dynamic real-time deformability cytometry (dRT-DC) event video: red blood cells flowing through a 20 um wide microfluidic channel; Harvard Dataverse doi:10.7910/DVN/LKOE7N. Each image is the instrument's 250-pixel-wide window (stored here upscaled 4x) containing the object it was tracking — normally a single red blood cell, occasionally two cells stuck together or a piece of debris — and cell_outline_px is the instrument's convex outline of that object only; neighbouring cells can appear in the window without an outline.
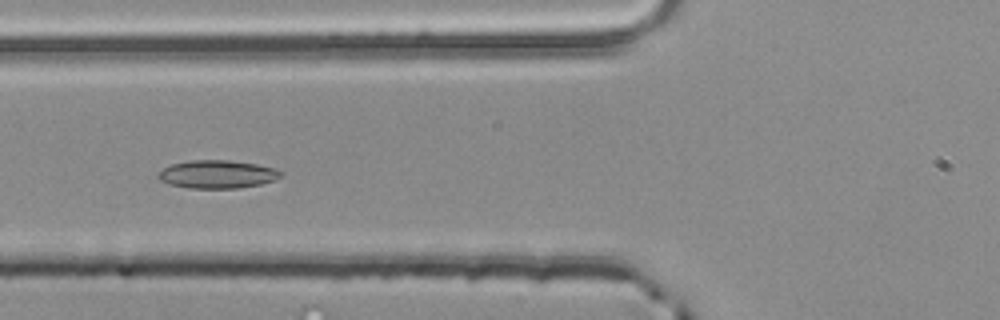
{"species": "common noctule bat (a hibernating species)", "species_latin": "Nyctalus noctula", "temperature_condition": "room temperature", "stored_images_in_passage": 46, "camera_frame_rate_fps": 3000, "um_per_image_px": 0.085, "animal": {"sex": "male", "body_mass_g": 20.4}, "frame": {"image": 1, "passage_image": 13, "time_ms": 4.0, "image_size_px": [1000, 320], "cell_outline_px": [[284, 172], [280, 176], [272, 180], [260, 184], [240, 188], [188, 188], [168, 184], [160, 180], [156, 176], [164, 168], [172, 164], [188, 160], [228, 160], [256, 164], [276, 168]], "centroid_in_image_um": [18.46, 14.81], "position_along_channel_um": 107.3, "area_um2": 20.06}}
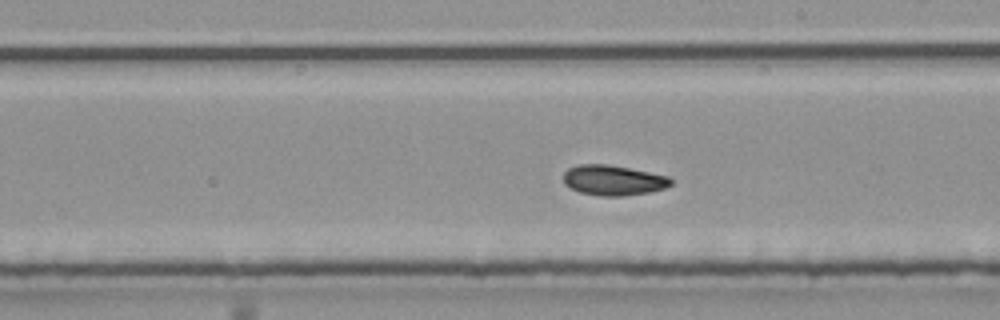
{"frame": {"image": 2, "passage_image": 23, "time_ms": 7.333, "image_size_px": [1000, 320], "cell_outline_px": [[672, 184], [664, 188], [648, 192], [620, 196], [600, 196], [580, 192], [564, 184], [564, 172], [568, 168], [576, 164], [608, 164], [668, 176], [672, 180]], "centroid_in_image_um": [52.09, 15.31], "position_along_channel_um": 236.9, "area_um2": 18.79}}
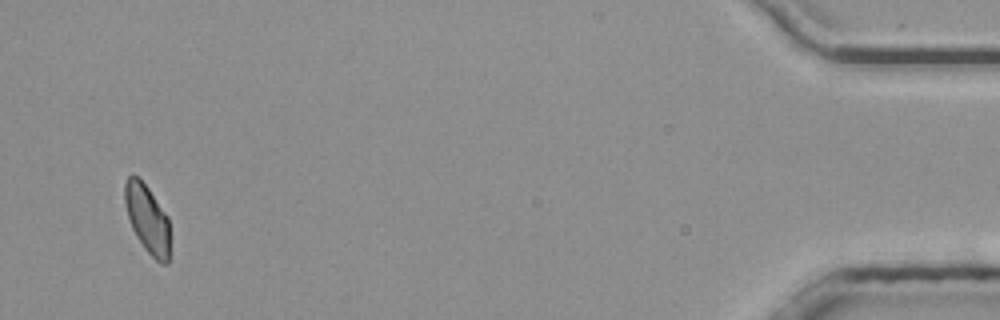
{"frame": {"image": 3, "passage_image": 44, "time_ms": 14.333, "image_size_px": [1000, 320], "cell_outline_px": [[168, 264], [160, 264], [144, 248], [136, 236], [132, 228], [124, 204], [124, 184], [128, 176], [136, 176], [148, 188], [168, 216]], "centroid_in_image_um": [12.5, 18.6], "position_along_channel_um": 422.7, "area_um2": 17.69}, "authors_computed_cell_mechanics": {"area_um2": 18.6983, "velocity_mm_per_s": 3.8902, "shape_relaxation_time_tau1_ms": null, "shape_relaxation_time_tau2_ms": 4.0584, "deformation_change_tau1": null, "deformation_change_tau2": 0.0838}}